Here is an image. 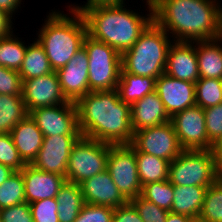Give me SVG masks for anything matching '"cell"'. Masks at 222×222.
<instances>
[{"mask_svg":"<svg viewBox=\"0 0 222 222\" xmlns=\"http://www.w3.org/2000/svg\"><path fill=\"white\" fill-rule=\"evenodd\" d=\"M76 106L83 137L111 145L132 143L131 105L120 99L117 89L88 92Z\"/></svg>","mask_w":222,"mask_h":222,"instance_id":"7a4b0ae2","label":"cell"},{"mask_svg":"<svg viewBox=\"0 0 222 222\" xmlns=\"http://www.w3.org/2000/svg\"><path fill=\"white\" fill-rule=\"evenodd\" d=\"M29 206L34 222H60L56 198L35 201Z\"/></svg>","mask_w":222,"mask_h":222,"instance_id":"d590c367","label":"cell"},{"mask_svg":"<svg viewBox=\"0 0 222 222\" xmlns=\"http://www.w3.org/2000/svg\"><path fill=\"white\" fill-rule=\"evenodd\" d=\"M12 23V16L0 10V38L8 37L13 33Z\"/></svg>","mask_w":222,"mask_h":222,"instance_id":"b9f144b4","label":"cell"},{"mask_svg":"<svg viewBox=\"0 0 222 222\" xmlns=\"http://www.w3.org/2000/svg\"><path fill=\"white\" fill-rule=\"evenodd\" d=\"M26 202L21 171H15L0 185V210Z\"/></svg>","mask_w":222,"mask_h":222,"instance_id":"4dcf8cb0","label":"cell"},{"mask_svg":"<svg viewBox=\"0 0 222 222\" xmlns=\"http://www.w3.org/2000/svg\"><path fill=\"white\" fill-rule=\"evenodd\" d=\"M212 151L218 164H220L222 162V137L213 144Z\"/></svg>","mask_w":222,"mask_h":222,"instance_id":"7dc6e473","label":"cell"},{"mask_svg":"<svg viewBox=\"0 0 222 222\" xmlns=\"http://www.w3.org/2000/svg\"><path fill=\"white\" fill-rule=\"evenodd\" d=\"M172 42L153 21L133 46L121 54L122 69L137 76L159 78L165 73L168 49Z\"/></svg>","mask_w":222,"mask_h":222,"instance_id":"5b68a950","label":"cell"},{"mask_svg":"<svg viewBox=\"0 0 222 222\" xmlns=\"http://www.w3.org/2000/svg\"><path fill=\"white\" fill-rule=\"evenodd\" d=\"M170 121L164 104L154 91L131 105V126L133 132Z\"/></svg>","mask_w":222,"mask_h":222,"instance_id":"ffe728a7","label":"cell"},{"mask_svg":"<svg viewBox=\"0 0 222 222\" xmlns=\"http://www.w3.org/2000/svg\"><path fill=\"white\" fill-rule=\"evenodd\" d=\"M12 33L8 37L0 38V66L19 71L25 58L27 46H25Z\"/></svg>","mask_w":222,"mask_h":222,"instance_id":"f1b7e54d","label":"cell"},{"mask_svg":"<svg viewBox=\"0 0 222 222\" xmlns=\"http://www.w3.org/2000/svg\"><path fill=\"white\" fill-rule=\"evenodd\" d=\"M204 114L208 139L214 144L222 137V103L204 109Z\"/></svg>","mask_w":222,"mask_h":222,"instance_id":"74e56055","label":"cell"},{"mask_svg":"<svg viewBox=\"0 0 222 222\" xmlns=\"http://www.w3.org/2000/svg\"><path fill=\"white\" fill-rule=\"evenodd\" d=\"M112 222H144L135 207L128 201L114 209Z\"/></svg>","mask_w":222,"mask_h":222,"instance_id":"60d3db41","label":"cell"},{"mask_svg":"<svg viewBox=\"0 0 222 222\" xmlns=\"http://www.w3.org/2000/svg\"><path fill=\"white\" fill-rule=\"evenodd\" d=\"M25 186V198L28 204L44 199L56 198L66 179L56 173L38 170L26 164L21 170Z\"/></svg>","mask_w":222,"mask_h":222,"instance_id":"d6986e66","label":"cell"},{"mask_svg":"<svg viewBox=\"0 0 222 222\" xmlns=\"http://www.w3.org/2000/svg\"><path fill=\"white\" fill-rule=\"evenodd\" d=\"M174 198L171 212L198 219L204 202L207 187L173 186Z\"/></svg>","mask_w":222,"mask_h":222,"instance_id":"603a6c76","label":"cell"},{"mask_svg":"<svg viewBox=\"0 0 222 222\" xmlns=\"http://www.w3.org/2000/svg\"><path fill=\"white\" fill-rule=\"evenodd\" d=\"M114 209L85 203L74 222H112Z\"/></svg>","mask_w":222,"mask_h":222,"instance_id":"8d00e7d4","label":"cell"},{"mask_svg":"<svg viewBox=\"0 0 222 222\" xmlns=\"http://www.w3.org/2000/svg\"><path fill=\"white\" fill-rule=\"evenodd\" d=\"M108 4H124V0H87V3L82 6L73 7L68 6L72 10L82 12L85 8L96 6V5H108Z\"/></svg>","mask_w":222,"mask_h":222,"instance_id":"7bdbcfd3","label":"cell"},{"mask_svg":"<svg viewBox=\"0 0 222 222\" xmlns=\"http://www.w3.org/2000/svg\"><path fill=\"white\" fill-rule=\"evenodd\" d=\"M2 222H34L27 202L0 210Z\"/></svg>","mask_w":222,"mask_h":222,"instance_id":"ab89813d","label":"cell"},{"mask_svg":"<svg viewBox=\"0 0 222 222\" xmlns=\"http://www.w3.org/2000/svg\"><path fill=\"white\" fill-rule=\"evenodd\" d=\"M44 137L81 135L78 128V110L75 102L41 107L29 112Z\"/></svg>","mask_w":222,"mask_h":222,"instance_id":"7c38bea8","label":"cell"},{"mask_svg":"<svg viewBox=\"0 0 222 222\" xmlns=\"http://www.w3.org/2000/svg\"><path fill=\"white\" fill-rule=\"evenodd\" d=\"M195 90L196 105L203 109L222 103V79L199 78Z\"/></svg>","mask_w":222,"mask_h":222,"instance_id":"1f68e13d","label":"cell"},{"mask_svg":"<svg viewBox=\"0 0 222 222\" xmlns=\"http://www.w3.org/2000/svg\"><path fill=\"white\" fill-rule=\"evenodd\" d=\"M82 135H55L43 139V144L31 165L38 170L56 173L66 179L67 164L73 145Z\"/></svg>","mask_w":222,"mask_h":222,"instance_id":"4fadbf2b","label":"cell"},{"mask_svg":"<svg viewBox=\"0 0 222 222\" xmlns=\"http://www.w3.org/2000/svg\"><path fill=\"white\" fill-rule=\"evenodd\" d=\"M220 5L218 0H155L153 21L172 33L173 41L213 40L222 37Z\"/></svg>","mask_w":222,"mask_h":222,"instance_id":"6da1fadb","label":"cell"},{"mask_svg":"<svg viewBox=\"0 0 222 222\" xmlns=\"http://www.w3.org/2000/svg\"><path fill=\"white\" fill-rule=\"evenodd\" d=\"M198 219L202 222H222V181L220 179L207 188Z\"/></svg>","mask_w":222,"mask_h":222,"instance_id":"f546056e","label":"cell"},{"mask_svg":"<svg viewBox=\"0 0 222 222\" xmlns=\"http://www.w3.org/2000/svg\"><path fill=\"white\" fill-rule=\"evenodd\" d=\"M22 0H0V10L6 11L11 16L18 9Z\"/></svg>","mask_w":222,"mask_h":222,"instance_id":"ee69618b","label":"cell"},{"mask_svg":"<svg viewBox=\"0 0 222 222\" xmlns=\"http://www.w3.org/2000/svg\"><path fill=\"white\" fill-rule=\"evenodd\" d=\"M170 122L184 150H212L213 144L208 139L202 107H188L173 115Z\"/></svg>","mask_w":222,"mask_h":222,"instance_id":"8fae6325","label":"cell"},{"mask_svg":"<svg viewBox=\"0 0 222 222\" xmlns=\"http://www.w3.org/2000/svg\"><path fill=\"white\" fill-rule=\"evenodd\" d=\"M192 222H202L199 219L193 220Z\"/></svg>","mask_w":222,"mask_h":222,"instance_id":"681fc988","label":"cell"},{"mask_svg":"<svg viewBox=\"0 0 222 222\" xmlns=\"http://www.w3.org/2000/svg\"><path fill=\"white\" fill-rule=\"evenodd\" d=\"M28 115L22 95L0 94V134L10 133Z\"/></svg>","mask_w":222,"mask_h":222,"instance_id":"4316f807","label":"cell"},{"mask_svg":"<svg viewBox=\"0 0 222 222\" xmlns=\"http://www.w3.org/2000/svg\"><path fill=\"white\" fill-rule=\"evenodd\" d=\"M0 164L15 171H21L26 165L20 158L10 133L0 134Z\"/></svg>","mask_w":222,"mask_h":222,"instance_id":"836d02e7","label":"cell"},{"mask_svg":"<svg viewBox=\"0 0 222 222\" xmlns=\"http://www.w3.org/2000/svg\"><path fill=\"white\" fill-rule=\"evenodd\" d=\"M0 94L22 95V80L18 71L0 66Z\"/></svg>","mask_w":222,"mask_h":222,"instance_id":"f35d334b","label":"cell"},{"mask_svg":"<svg viewBox=\"0 0 222 222\" xmlns=\"http://www.w3.org/2000/svg\"><path fill=\"white\" fill-rule=\"evenodd\" d=\"M165 73L173 78L192 83H196L199 80L198 61L194 41L172 42L168 49Z\"/></svg>","mask_w":222,"mask_h":222,"instance_id":"e0dca14e","label":"cell"},{"mask_svg":"<svg viewBox=\"0 0 222 222\" xmlns=\"http://www.w3.org/2000/svg\"><path fill=\"white\" fill-rule=\"evenodd\" d=\"M83 47L88 53L90 91L117 89L122 68L121 54L88 34L84 37Z\"/></svg>","mask_w":222,"mask_h":222,"instance_id":"52a82bcc","label":"cell"},{"mask_svg":"<svg viewBox=\"0 0 222 222\" xmlns=\"http://www.w3.org/2000/svg\"><path fill=\"white\" fill-rule=\"evenodd\" d=\"M219 179V164L212 150H184L169 163L173 186L209 187Z\"/></svg>","mask_w":222,"mask_h":222,"instance_id":"8992f818","label":"cell"},{"mask_svg":"<svg viewBox=\"0 0 222 222\" xmlns=\"http://www.w3.org/2000/svg\"><path fill=\"white\" fill-rule=\"evenodd\" d=\"M221 42L222 37L213 40L194 41L199 78L222 79Z\"/></svg>","mask_w":222,"mask_h":222,"instance_id":"7402d4cb","label":"cell"},{"mask_svg":"<svg viewBox=\"0 0 222 222\" xmlns=\"http://www.w3.org/2000/svg\"><path fill=\"white\" fill-rule=\"evenodd\" d=\"M146 5L149 9L147 17L126 9L125 4L96 5L85 8L81 13L86 21L87 34L122 54L133 46L153 22L152 3L147 2Z\"/></svg>","mask_w":222,"mask_h":222,"instance_id":"3957f363","label":"cell"},{"mask_svg":"<svg viewBox=\"0 0 222 222\" xmlns=\"http://www.w3.org/2000/svg\"><path fill=\"white\" fill-rule=\"evenodd\" d=\"M22 98L28 112L68 102L62 93L56 71L44 76L22 80Z\"/></svg>","mask_w":222,"mask_h":222,"instance_id":"5bb4252c","label":"cell"},{"mask_svg":"<svg viewBox=\"0 0 222 222\" xmlns=\"http://www.w3.org/2000/svg\"><path fill=\"white\" fill-rule=\"evenodd\" d=\"M137 210L144 222H165L168 211L146 200L141 195L129 201Z\"/></svg>","mask_w":222,"mask_h":222,"instance_id":"e575fe53","label":"cell"},{"mask_svg":"<svg viewBox=\"0 0 222 222\" xmlns=\"http://www.w3.org/2000/svg\"><path fill=\"white\" fill-rule=\"evenodd\" d=\"M18 72L21 80H28L53 72L45 50L37 40L27 46L25 58Z\"/></svg>","mask_w":222,"mask_h":222,"instance_id":"83f0119b","label":"cell"},{"mask_svg":"<svg viewBox=\"0 0 222 222\" xmlns=\"http://www.w3.org/2000/svg\"><path fill=\"white\" fill-rule=\"evenodd\" d=\"M131 144L139 152L154 155L169 162L184 151L170 121L135 131Z\"/></svg>","mask_w":222,"mask_h":222,"instance_id":"30bf717a","label":"cell"},{"mask_svg":"<svg viewBox=\"0 0 222 222\" xmlns=\"http://www.w3.org/2000/svg\"><path fill=\"white\" fill-rule=\"evenodd\" d=\"M111 146L81 136L72 147L67 164L66 181L80 184L106 170Z\"/></svg>","mask_w":222,"mask_h":222,"instance_id":"ba28073f","label":"cell"},{"mask_svg":"<svg viewBox=\"0 0 222 222\" xmlns=\"http://www.w3.org/2000/svg\"><path fill=\"white\" fill-rule=\"evenodd\" d=\"M155 92L159 95L170 118L196 105L195 83L173 78L166 73L156 79Z\"/></svg>","mask_w":222,"mask_h":222,"instance_id":"2e32d148","label":"cell"},{"mask_svg":"<svg viewBox=\"0 0 222 222\" xmlns=\"http://www.w3.org/2000/svg\"><path fill=\"white\" fill-rule=\"evenodd\" d=\"M155 78L137 76L121 68L117 90L120 99L129 105L142 99L145 95L155 91Z\"/></svg>","mask_w":222,"mask_h":222,"instance_id":"cb8c5ba5","label":"cell"},{"mask_svg":"<svg viewBox=\"0 0 222 222\" xmlns=\"http://www.w3.org/2000/svg\"><path fill=\"white\" fill-rule=\"evenodd\" d=\"M107 170L127 201L141 195L142 185L138 175L135 147L132 144L112 145L109 148Z\"/></svg>","mask_w":222,"mask_h":222,"instance_id":"9c48e42d","label":"cell"},{"mask_svg":"<svg viewBox=\"0 0 222 222\" xmlns=\"http://www.w3.org/2000/svg\"><path fill=\"white\" fill-rule=\"evenodd\" d=\"M20 158L25 164H31L36 158L44 135L36 122L28 115L21 120L10 132Z\"/></svg>","mask_w":222,"mask_h":222,"instance_id":"44dd1931","label":"cell"},{"mask_svg":"<svg viewBox=\"0 0 222 222\" xmlns=\"http://www.w3.org/2000/svg\"><path fill=\"white\" fill-rule=\"evenodd\" d=\"M56 200L60 222H74L85 204L80 185L68 181L60 187Z\"/></svg>","mask_w":222,"mask_h":222,"instance_id":"d4e9b609","label":"cell"},{"mask_svg":"<svg viewBox=\"0 0 222 222\" xmlns=\"http://www.w3.org/2000/svg\"><path fill=\"white\" fill-rule=\"evenodd\" d=\"M219 179L222 181V162L219 164Z\"/></svg>","mask_w":222,"mask_h":222,"instance_id":"c3c4849f","label":"cell"},{"mask_svg":"<svg viewBox=\"0 0 222 222\" xmlns=\"http://www.w3.org/2000/svg\"><path fill=\"white\" fill-rule=\"evenodd\" d=\"M70 15L52 11L39 31L37 41L43 46L53 71L64 67L83 47L87 35L81 12L69 8Z\"/></svg>","mask_w":222,"mask_h":222,"instance_id":"277c9868","label":"cell"},{"mask_svg":"<svg viewBox=\"0 0 222 222\" xmlns=\"http://www.w3.org/2000/svg\"><path fill=\"white\" fill-rule=\"evenodd\" d=\"M15 170H13L11 167L0 164V185L7 180Z\"/></svg>","mask_w":222,"mask_h":222,"instance_id":"bcb514c9","label":"cell"},{"mask_svg":"<svg viewBox=\"0 0 222 222\" xmlns=\"http://www.w3.org/2000/svg\"><path fill=\"white\" fill-rule=\"evenodd\" d=\"M141 196L169 212L174 198L173 185L169 180L143 185Z\"/></svg>","mask_w":222,"mask_h":222,"instance_id":"d6a6232c","label":"cell"},{"mask_svg":"<svg viewBox=\"0 0 222 222\" xmlns=\"http://www.w3.org/2000/svg\"><path fill=\"white\" fill-rule=\"evenodd\" d=\"M88 65V53L82 47L64 67L56 71L62 93L68 101L76 103L82 96L91 92Z\"/></svg>","mask_w":222,"mask_h":222,"instance_id":"9a60e30c","label":"cell"},{"mask_svg":"<svg viewBox=\"0 0 222 222\" xmlns=\"http://www.w3.org/2000/svg\"><path fill=\"white\" fill-rule=\"evenodd\" d=\"M193 220L189 216L169 211L165 222H192Z\"/></svg>","mask_w":222,"mask_h":222,"instance_id":"f6af8a7d","label":"cell"},{"mask_svg":"<svg viewBox=\"0 0 222 222\" xmlns=\"http://www.w3.org/2000/svg\"><path fill=\"white\" fill-rule=\"evenodd\" d=\"M84 202L113 209L125 205L128 201L119 192L108 170L98 173L79 184Z\"/></svg>","mask_w":222,"mask_h":222,"instance_id":"ac0fdd59","label":"cell"},{"mask_svg":"<svg viewBox=\"0 0 222 222\" xmlns=\"http://www.w3.org/2000/svg\"><path fill=\"white\" fill-rule=\"evenodd\" d=\"M136 163L141 185L168 180L169 161L139 152L135 148Z\"/></svg>","mask_w":222,"mask_h":222,"instance_id":"484cf974","label":"cell"}]
</instances>
